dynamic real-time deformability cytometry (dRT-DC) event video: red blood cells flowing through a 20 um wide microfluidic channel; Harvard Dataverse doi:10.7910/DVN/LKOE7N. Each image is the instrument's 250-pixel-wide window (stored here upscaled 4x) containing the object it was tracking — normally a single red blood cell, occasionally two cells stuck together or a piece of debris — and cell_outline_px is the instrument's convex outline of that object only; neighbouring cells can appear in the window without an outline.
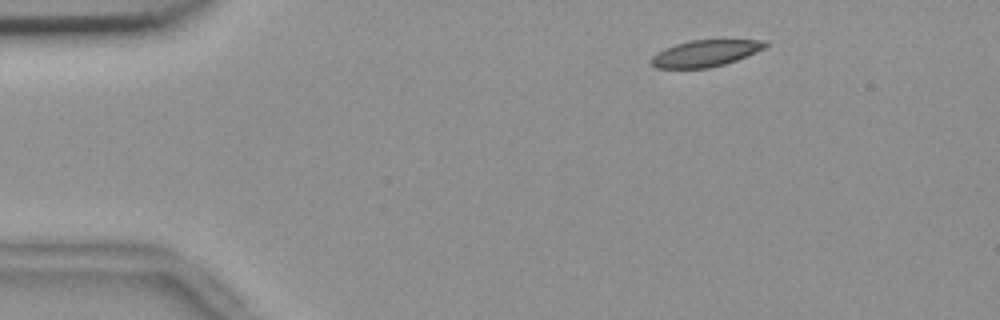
{"species": "common noctule bat (a hibernating species)", "species_latin": "Nyctalus noctula", "temperature_condition": "room temperature", "stored_images_in_passage": 52, "camera_frame_rate_fps": 3000, "um_per_image_px": 0.085, "animal": {"sex": "female", "body_mass_g": 18.4}, "frame": {"image": 1, "passage_image": 5, "time_ms": 1.333, "image_size_px": [1000, 320], "cell_outline_px": [[768, 44], [764, 48], [756, 52], [736, 60], [724, 64], [708, 68], [656, 68], [648, 60], [652, 56], [664, 48], [676, 44], [692, 40], [768, 40]], "centroid_in_image_um": [59.93, 4.53], "position_along_channel_um": 25.1, "area_um2": 17.57}}
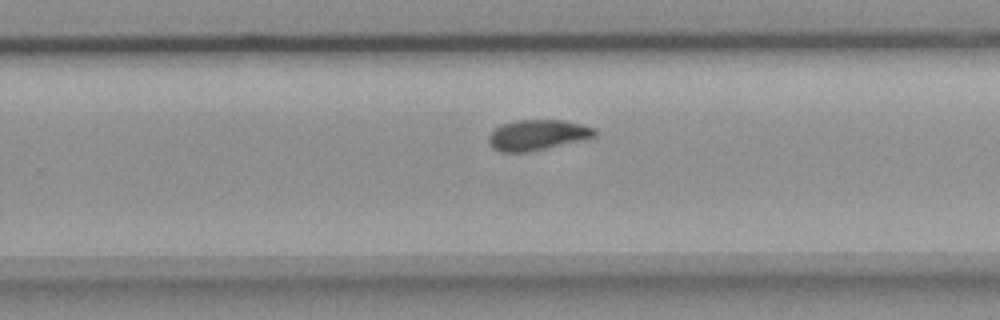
{"frame": {"image": 2, "passage_image": 32, "time_ms": 10.333, "image_size_px": [1000, 320], "cell_outline_px": [[596, 136], [584, 140], [528, 152], [500, 152], [492, 148], [488, 140], [488, 136], [500, 124], [512, 120], [564, 120], [596, 128]], "centroid_in_image_um": [45.67, 11.47], "position_along_channel_um": 284.1, "area_um2": 19.02}}
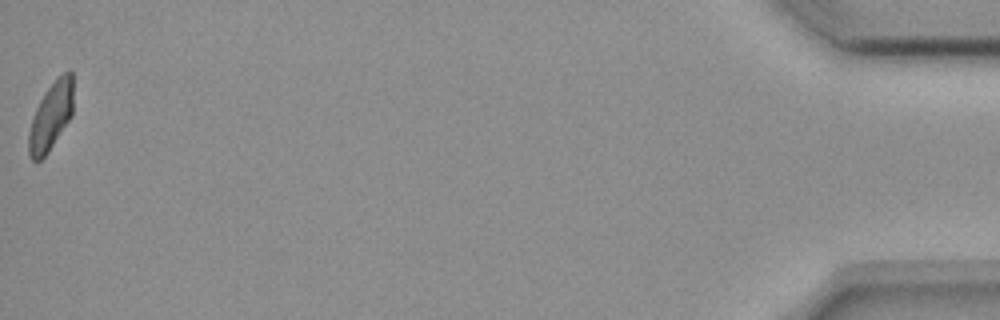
{"frame": {"image": 3, "passage_image": 52, "time_ms": 17.0, "image_size_px": [1000, 320], "cell_outline_px": [[72, 116], [48, 152], [36, 164], [32, 160], [28, 152], [28, 132], [32, 116], [44, 92], [64, 72], [72, 72]], "centroid_in_image_um": [4.29, 9.94], "position_along_channel_um": 430.9, "area_um2": 17.51}, "authors_computed_cell_mechanics": {"area_um2": 18.785, "velocity_mm_per_s": 3.6652, "shape_relaxation_time_tau1_ms": 6.9767, "shape_relaxation_time_tau2_ms": 2.1533, "deformation_change_tau1": 0.1645, "deformation_change_tau2": 0.0778}}